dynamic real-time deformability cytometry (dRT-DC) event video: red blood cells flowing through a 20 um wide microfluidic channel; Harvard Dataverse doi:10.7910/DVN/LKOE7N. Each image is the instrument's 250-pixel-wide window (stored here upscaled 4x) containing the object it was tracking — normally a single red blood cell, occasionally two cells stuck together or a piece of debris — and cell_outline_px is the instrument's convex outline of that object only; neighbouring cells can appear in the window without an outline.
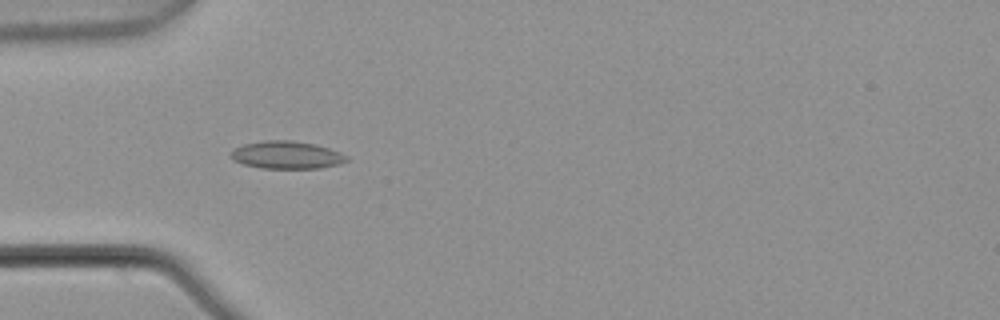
{"species": "common noctule bat (a hibernating species)", "species_latin": "Nyctalus noctula", "temperature_condition": "warm", "stored_images_in_passage": 7, "camera_frame_rate_fps": 3000, "um_per_image_px": 0.085, "animal": {"sex": "male", "body_mass_g": 21.5, "forearm_length_mm": 52.0}, "frame": {"image": 1, "passage_image": 4, "time_ms": 1.0, "image_size_px": [1000, 320], "cell_outline_px": [[348, 160], [340, 164], [320, 168], [260, 168], [244, 164], [232, 160], [228, 156], [232, 148], [244, 144], [264, 140], [292, 140], [316, 144], [340, 152], [348, 156]], "centroid_in_image_um": [24.33, 13.17], "position_along_channel_um": 60.7, "area_um2": 18.9}}
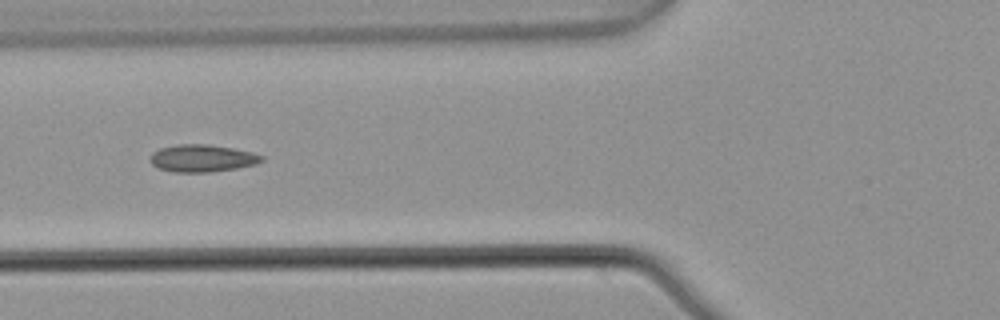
{"frame": {"image": 2, "passage_image": 5, "time_ms": 1.333, "image_size_px": [1000, 320], "cell_outline_px": [[264, 160], [256, 164], [236, 168], [208, 172], [172, 172], [156, 168], [152, 164], [152, 152], [160, 148], [180, 144], [208, 144], [232, 148], [252, 152], [264, 156]], "centroid_in_image_um": [17.19, 13.45], "position_along_channel_um": 108.6, "area_um2": 17.69}}
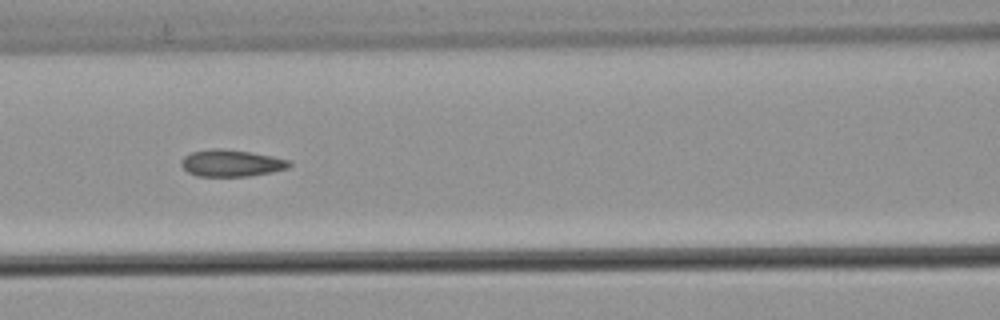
{"frame": {"image": 3, "passage_image": 6, "time_ms": 1.667, "image_size_px": [1000, 320], "cell_outline_px": [[292, 164], [288, 168], [272, 172], [248, 176], [196, 176], [188, 172], [180, 164], [180, 160], [184, 156], [192, 152], [212, 148], [220, 148], [252, 152], [292, 160]], "centroid_in_image_um": [19.68, 13.86], "position_along_channel_um": 146.9, "area_um2": 17.05}}